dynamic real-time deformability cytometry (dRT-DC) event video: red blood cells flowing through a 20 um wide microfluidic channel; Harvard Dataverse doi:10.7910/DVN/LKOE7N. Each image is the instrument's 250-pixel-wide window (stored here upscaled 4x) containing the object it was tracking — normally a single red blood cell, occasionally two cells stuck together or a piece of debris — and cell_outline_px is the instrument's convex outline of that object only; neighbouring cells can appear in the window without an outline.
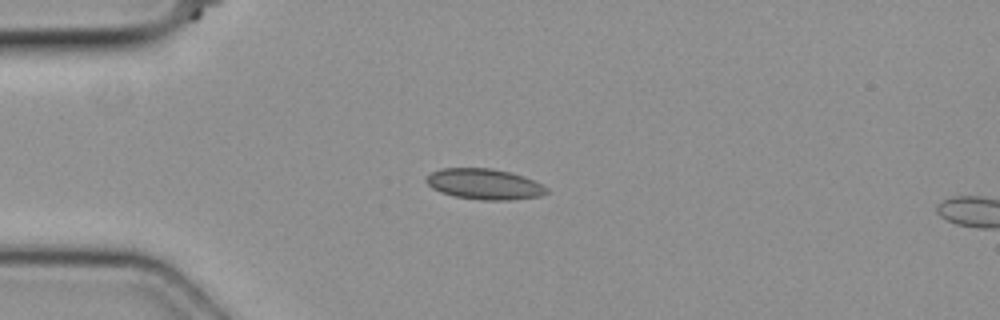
{"species": "common noctule bat (a hibernating species)", "species_latin": "Nyctalus noctula", "temperature_condition": "cold", "stored_images_in_passage": 15, "camera_frame_rate_fps": 3000, "um_per_image_px": 0.085, "animal": {"sex": "female", "body_mass_g": 19.3, "forearm_length_mm": 54.1}, "frame": {"image": 1, "passage_image": 13, "time_ms": 4.0, "image_size_px": [1000, 320], "cell_outline_px": [[548, 192], [540, 196], [508, 200], [480, 200], [456, 196], [440, 192], [432, 188], [424, 180], [432, 172], [440, 168], [492, 168], [524, 176], [548, 188]], "centroid_in_image_um": [41.15, 15.65], "position_along_channel_um": 43.9, "area_um2": 21.39}}